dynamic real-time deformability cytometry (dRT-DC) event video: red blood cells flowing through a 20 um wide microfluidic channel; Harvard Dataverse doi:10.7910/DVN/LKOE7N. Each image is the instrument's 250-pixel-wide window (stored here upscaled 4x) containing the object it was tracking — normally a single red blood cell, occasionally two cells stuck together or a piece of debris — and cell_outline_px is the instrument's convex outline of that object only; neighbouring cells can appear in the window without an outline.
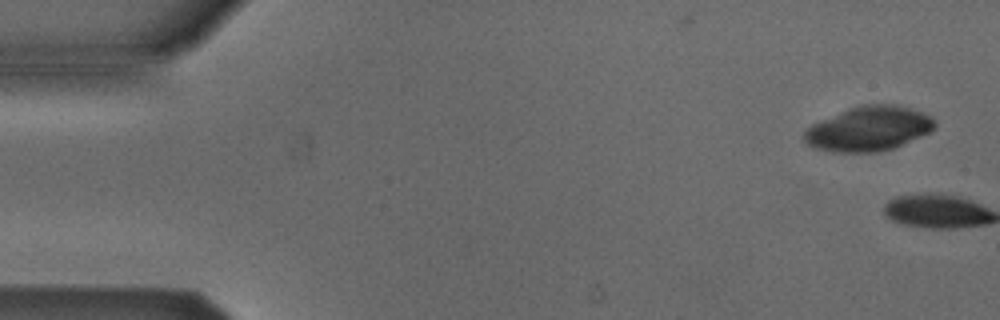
{"species": "Egyptian fruit bat (a non-hibernating species)", "species_latin": "Rousettus aegyptiacus", "temperature_condition": "cold", "stored_images_in_passage": 5, "camera_frame_rate_fps": 3000, "um_per_image_px": 0.085, "animal": {"sex": "male"}, "frame": {"image": 1, "passage_image": 1, "time_ms": 0.0, "image_size_px": [1000, 320], "cell_outline_px": [[936, 128], [920, 136], [892, 148], [876, 152], [832, 152], [812, 148], [804, 140], [804, 132], [812, 124], [848, 108], [864, 104], [892, 104], [908, 108], [932, 116], [936, 120]], "centroid_in_image_um": [73.82, 10.94], "position_along_channel_um": 11.2, "area_um2": 33.7}}